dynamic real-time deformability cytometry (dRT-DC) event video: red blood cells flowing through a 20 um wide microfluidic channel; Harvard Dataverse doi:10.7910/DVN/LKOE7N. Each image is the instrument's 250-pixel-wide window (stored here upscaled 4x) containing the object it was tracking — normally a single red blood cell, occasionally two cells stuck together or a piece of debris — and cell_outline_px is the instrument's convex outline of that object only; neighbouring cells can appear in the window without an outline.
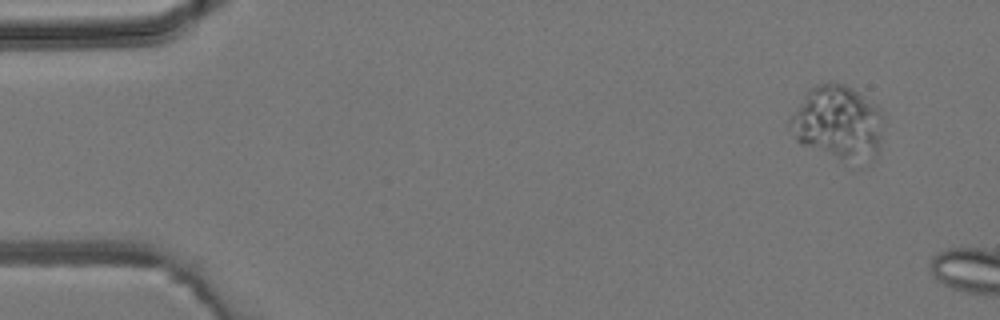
{"species": "common noctule bat (a hibernating species)", "species_latin": "Nyctalus noctula", "temperature_condition": "room temperature", "stored_images_in_passage": 2, "camera_frame_rate_fps": 3000, "um_per_image_px": 0.085, "animal": {"sex": "male", "body_mass_g": 19.2, "forearm_length_mm": 51.8}, "frame": {"image": 1, "passage_image": 1, "time_ms": 0.0, "image_size_px": [1000, 320], "cell_outline_px": [[884, 116], [880, 152], [868, 164], [856, 172], [800, 144], [796, 140], [788, 124], [788, 120], [808, 88], [816, 84], [828, 80], [844, 84], [852, 88], [876, 104], [880, 108]], "centroid_in_image_um": [71.28, 10.58], "position_along_channel_um": 13.7, "area_um2": 43.29}}